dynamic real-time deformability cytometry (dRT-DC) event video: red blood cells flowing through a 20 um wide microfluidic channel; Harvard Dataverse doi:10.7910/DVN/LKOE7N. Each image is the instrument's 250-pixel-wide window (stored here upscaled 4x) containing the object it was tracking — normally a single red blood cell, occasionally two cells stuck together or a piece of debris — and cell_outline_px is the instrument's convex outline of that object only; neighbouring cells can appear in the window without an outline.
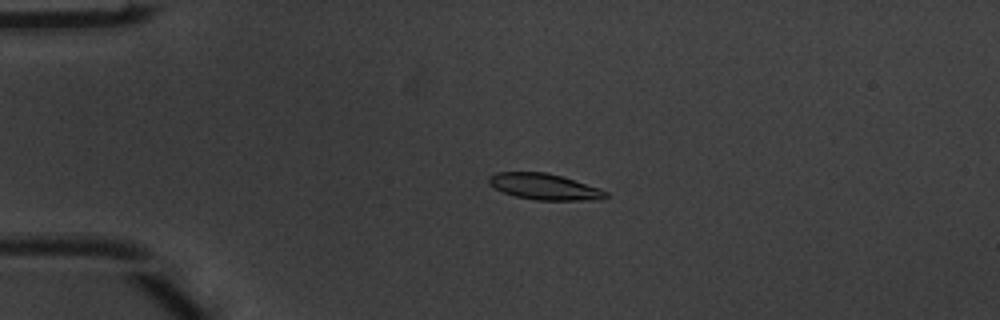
{"species": "common noctule bat (a hibernating species)", "species_latin": "Nyctalus noctula", "temperature_condition": "warm", "stored_images_in_passage": 4, "camera_frame_rate_fps": 3000, "um_per_image_px": 0.085, "animal": {"sex": "male", "body_mass_g": 20.1, "forearm_length_mm": 53.5}, "frame": {"image": 1, "passage_image": 3, "time_ms": 0.667, "image_size_px": [1000, 320], "cell_outline_px": [[608, 196], [604, 200], [536, 200], [516, 196], [504, 192], [488, 184], [488, 176], [496, 172], [544, 172], [564, 176], [600, 188], [608, 192]], "centroid_in_image_um": [46.32, 15.86], "position_along_channel_um": 38.7, "area_um2": 17.98}}